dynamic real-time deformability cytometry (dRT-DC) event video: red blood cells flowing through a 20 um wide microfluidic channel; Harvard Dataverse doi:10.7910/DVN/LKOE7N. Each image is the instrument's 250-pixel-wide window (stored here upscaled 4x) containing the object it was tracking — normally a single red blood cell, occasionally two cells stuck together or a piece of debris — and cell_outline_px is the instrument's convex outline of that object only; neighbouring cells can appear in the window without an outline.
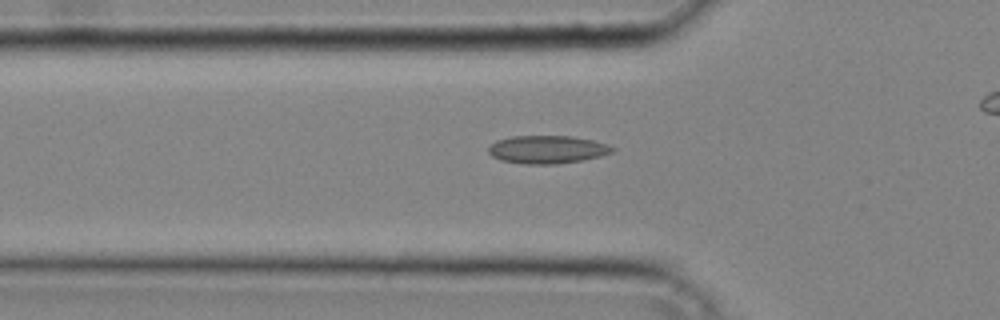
{"species": "common noctule bat (a hibernating species)", "species_latin": "Nyctalus noctula", "temperature_condition": "cold", "stored_images_in_passage": 35, "camera_frame_rate_fps": 3000, "um_per_image_px": 0.085, "animal": {"sex": "male", "body_mass_g": 20.4}, "frame": {"image": 1, "passage_image": 14, "time_ms": 4.333, "image_size_px": [1000, 320], "cell_outline_px": [[616, 148], [612, 152], [600, 156], [580, 160], [556, 164], [524, 164], [500, 160], [492, 156], [488, 152], [488, 148], [496, 140], [512, 136], [572, 136], [592, 140], [608, 144]], "centroid_in_image_um": [46.5, 12.7], "position_along_channel_um": 79.3, "area_um2": 20.17}}
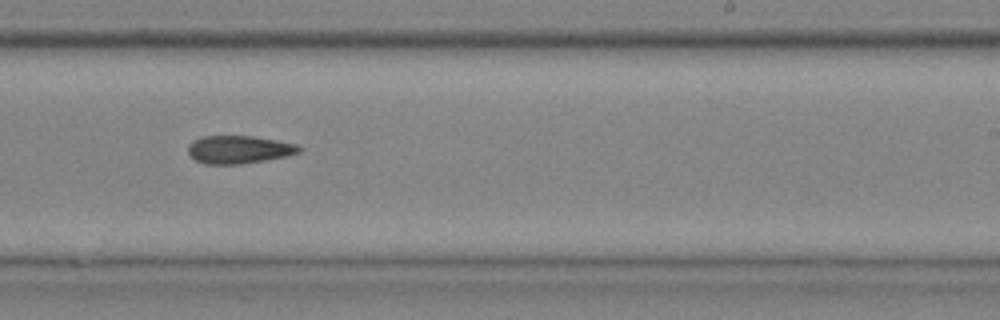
{"frame": {"image": 2, "passage_image": 26, "time_ms": 8.333, "image_size_px": [1000, 320], "cell_outline_px": [[300, 152], [284, 156], [264, 160], [240, 164], [204, 164], [196, 160], [188, 152], [188, 144], [192, 140], [204, 136], [252, 136], [276, 140], [296, 144], [300, 148]], "centroid_in_image_um": [20.26, 12.7], "position_along_channel_um": 268.7, "area_um2": 17.86}}
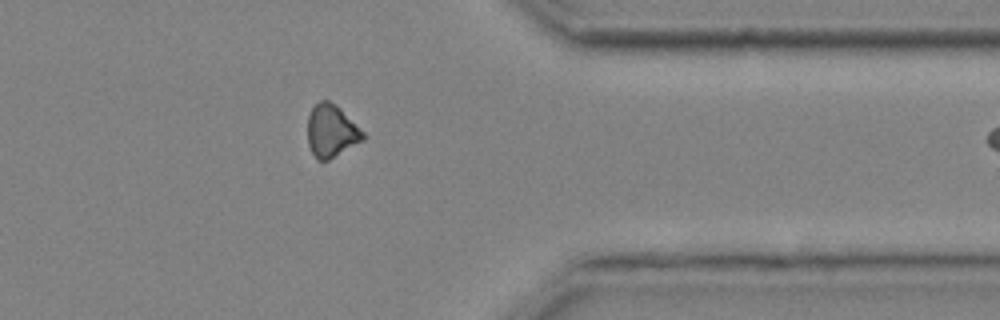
{"frame": {"image": 3, "passage_image": 34, "time_ms": 11.0, "image_size_px": [1000, 320], "cell_outline_px": [[364, 140], [328, 160], [316, 160], [308, 144], [308, 116], [312, 108], [320, 100], [328, 100], [336, 104], [364, 132]], "centroid_in_image_um": [28.16, 11.13], "position_along_channel_um": 383.2, "area_um2": 16.88}}